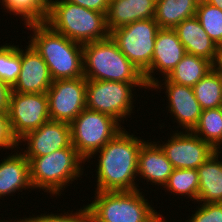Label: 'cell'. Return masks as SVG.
Masks as SVG:
<instances>
[{"label":"cell","instance_id":"1","mask_svg":"<svg viewBox=\"0 0 222 222\" xmlns=\"http://www.w3.org/2000/svg\"><path fill=\"white\" fill-rule=\"evenodd\" d=\"M130 133L124 128L86 161L90 163L95 157L98 162L94 163L95 191L140 190L137 183L138 155L145 138Z\"/></svg>","mask_w":222,"mask_h":222},{"label":"cell","instance_id":"2","mask_svg":"<svg viewBox=\"0 0 222 222\" xmlns=\"http://www.w3.org/2000/svg\"><path fill=\"white\" fill-rule=\"evenodd\" d=\"M30 30V44L49 68L52 80L74 79L84 76L83 44L72 41L52 30L46 23L25 26Z\"/></svg>","mask_w":222,"mask_h":222},{"label":"cell","instance_id":"3","mask_svg":"<svg viewBox=\"0 0 222 222\" xmlns=\"http://www.w3.org/2000/svg\"><path fill=\"white\" fill-rule=\"evenodd\" d=\"M29 160L30 181L33 190H45L50 197L62 196L64 190L82 180L86 161L73 145L41 157H26ZM83 163V164H82ZM81 178V179H80ZM76 180V181H75ZM62 194V195H61ZM52 195V196H51Z\"/></svg>","mask_w":222,"mask_h":222},{"label":"cell","instance_id":"4","mask_svg":"<svg viewBox=\"0 0 222 222\" xmlns=\"http://www.w3.org/2000/svg\"><path fill=\"white\" fill-rule=\"evenodd\" d=\"M141 190L95 191L94 200L86 204L90 222H160L166 216L155 210Z\"/></svg>","mask_w":222,"mask_h":222},{"label":"cell","instance_id":"5","mask_svg":"<svg viewBox=\"0 0 222 222\" xmlns=\"http://www.w3.org/2000/svg\"><path fill=\"white\" fill-rule=\"evenodd\" d=\"M45 23L55 32L81 44L110 37L106 14L63 0L48 1Z\"/></svg>","mask_w":222,"mask_h":222},{"label":"cell","instance_id":"6","mask_svg":"<svg viewBox=\"0 0 222 222\" xmlns=\"http://www.w3.org/2000/svg\"><path fill=\"white\" fill-rule=\"evenodd\" d=\"M83 69L87 80L146 83L111 37L83 44Z\"/></svg>","mask_w":222,"mask_h":222},{"label":"cell","instance_id":"7","mask_svg":"<svg viewBox=\"0 0 222 222\" xmlns=\"http://www.w3.org/2000/svg\"><path fill=\"white\" fill-rule=\"evenodd\" d=\"M137 88L149 90L146 83L87 80L86 108L112 116L124 124V120L135 113Z\"/></svg>","mask_w":222,"mask_h":222},{"label":"cell","instance_id":"8","mask_svg":"<svg viewBox=\"0 0 222 222\" xmlns=\"http://www.w3.org/2000/svg\"><path fill=\"white\" fill-rule=\"evenodd\" d=\"M122 125L112 116L85 108L70 123L72 145L87 161L124 129Z\"/></svg>","mask_w":222,"mask_h":222},{"label":"cell","instance_id":"9","mask_svg":"<svg viewBox=\"0 0 222 222\" xmlns=\"http://www.w3.org/2000/svg\"><path fill=\"white\" fill-rule=\"evenodd\" d=\"M159 25L154 18L137 20L110 32L120 51L142 73L151 65Z\"/></svg>","mask_w":222,"mask_h":222},{"label":"cell","instance_id":"10","mask_svg":"<svg viewBox=\"0 0 222 222\" xmlns=\"http://www.w3.org/2000/svg\"><path fill=\"white\" fill-rule=\"evenodd\" d=\"M87 79L54 80L46 92L50 120L71 123L86 108Z\"/></svg>","mask_w":222,"mask_h":222},{"label":"cell","instance_id":"11","mask_svg":"<svg viewBox=\"0 0 222 222\" xmlns=\"http://www.w3.org/2000/svg\"><path fill=\"white\" fill-rule=\"evenodd\" d=\"M160 79V80H159ZM149 87V91H158L156 93H165L168 110L172 116V122H176L178 131H192L198 124L202 108L195 98L193 87L176 84L168 81L165 77L159 78ZM163 85V86H162ZM174 119V120H173ZM179 125V126H178Z\"/></svg>","mask_w":222,"mask_h":222},{"label":"cell","instance_id":"12","mask_svg":"<svg viewBox=\"0 0 222 222\" xmlns=\"http://www.w3.org/2000/svg\"><path fill=\"white\" fill-rule=\"evenodd\" d=\"M8 116L13 135L19 140L50 120L47 94L12 91Z\"/></svg>","mask_w":222,"mask_h":222},{"label":"cell","instance_id":"13","mask_svg":"<svg viewBox=\"0 0 222 222\" xmlns=\"http://www.w3.org/2000/svg\"><path fill=\"white\" fill-rule=\"evenodd\" d=\"M168 140L156 141L174 169H197L215 150L192 131L173 130Z\"/></svg>","mask_w":222,"mask_h":222},{"label":"cell","instance_id":"14","mask_svg":"<svg viewBox=\"0 0 222 222\" xmlns=\"http://www.w3.org/2000/svg\"><path fill=\"white\" fill-rule=\"evenodd\" d=\"M18 143L20 145L18 150H21L25 157H41L70 147L72 145L70 124L49 120L38 129L26 133ZM22 144L24 148L21 147Z\"/></svg>","mask_w":222,"mask_h":222},{"label":"cell","instance_id":"15","mask_svg":"<svg viewBox=\"0 0 222 222\" xmlns=\"http://www.w3.org/2000/svg\"><path fill=\"white\" fill-rule=\"evenodd\" d=\"M186 54L176 32L160 28L156 35L151 65L143 72L146 84L150 87L157 79L166 77ZM155 74L161 77L157 78Z\"/></svg>","mask_w":222,"mask_h":222},{"label":"cell","instance_id":"16","mask_svg":"<svg viewBox=\"0 0 222 222\" xmlns=\"http://www.w3.org/2000/svg\"><path fill=\"white\" fill-rule=\"evenodd\" d=\"M22 47L21 71L12 86L13 92L46 93L53 82L47 64L30 44Z\"/></svg>","mask_w":222,"mask_h":222},{"label":"cell","instance_id":"17","mask_svg":"<svg viewBox=\"0 0 222 222\" xmlns=\"http://www.w3.org/2000/svg\"><path fill=\"white\" fill-rule=\"evenodd\" d=\"M156 140H145L142 143L138 155L137 179L142 178L140 181L147 180V184L157 185V189L162 186L163 189L174 168Z\"/></svg>","mask_w":222,"mask_h":222},{"label":"cell","instance_id":"18","mask_svg":"<svg viewBox=\"0 0 222 222\" xmlns=\"http://www.w3.org/2000/svg\"><path fill=\"white\" fill-rule=\"evenodd\" d=\"M16 152V153H15ZM0 161V199L11 197L23 192L33 190L30 181L29 160L19 150L8 153ZM20 191V192H19ZM16 192V193H15Z\"/></svg>","mask_w":222,"mask_h":222},{"label":"cell","instance_id":"19","mask_svg":"<svg viewBox=\"0 0 222 222\" xmlns=\"http://www.w3.org/2000/svg\"><path fill=\"white\" fill-rule=\"evenodd\" d=\"M173 30L187 54L203 57L214 64L220 48L207 35L196 16L183 20Z\"/></svg>","mask_w":222,"mask_h":222},{"label":"cell","instance_id":"20","mask_svg":"<svg viewBox=\"0 0 222 222\" xmlns=\"http://www.w3.org/2000/svg\"><path fill=\"white\" fill-rule=\"evenodd\" d=\"M156 0H109L106 15L111 32L137 20L154 18Z\"/></svg>","mask_w":222,"mask_h":222},{"label":"cell","instance_id":"21","mask_svg":"<svg viewBox=\"0 0 222 222\" xmlns=\"http://www.w3.org/2000/svg\"><path fill=\"white\" fill-rule=\"evenodd\" d=\"M222 150L215 151L198 168L197 203H222Z\"/></svg>","mask_w":222,"mask_h":222},{"label":"cell","instance_id":"22","mask_svg":"<svg viewBox=\"0 0 222 222\" xmlns=\"http://www.w3.org/2000/svg\"><path fill=\"white\" fill-rule=\"evenodd\" d=\"M200 0H156L154 20L162 29H174L183 20L196 16Z\"/></svg>","mask_w":222,"mask_h":222},{"label":"cell","instance_id":"23","mask_svg":"<svg viewBox=\"0 0 222 222\" xmlns=\"http://www.w3.org/2000/svg\"><path fill=\"white\" fill-rule=\"evenodd\" d=\"M213 69L211 61L186 54L165 78L176 84L193 87Z\"/></svg>","mask_w":222,"mask_h":222},{"label":"cell","instance_id":"24","mask_svg":"<svg viewBox=\"0 0 222 222\" xmlns=\"http://www.w3.org/2000/svg\"><path fill=\"white\" fill-rule=\"evenodd\" d=\"M3 12L21 18L25 26L45 23L48 15V0H0ZM5 10V11H4Z\"/></svg>","mask_w":222,"mask_h":222},{"label":"cell","instance_id":"25","mask_svg":"<svg viewBox=\"0 0 222 222\" xmlns=\"http://www.w3.org/2000/svg\"><path fill=\"white\" fill-rule=\"evenodd\" d=\"M192 132L215 151L222 149V107L202 110L198 124Z\"/></svg>","mask_w":222,"mask_h":222},{"label":"cell","instance_id":"26","mask_svg":"<svg viewBox=\"0 0 222 222\" xmlns=\"http://www.w3.org/2000/svg\"><path fill=\"white\" fill-rule=\"evenodd\" d=\"M167 194L177 195V199L184 196L193 203L198 201L199 177L197 169H173L167 183L163 187ZM169 192V193H168ZM181 195V197H179ZM183 196V197H182Z\"/></svg>","mask_w":222,"mask_h":222},{"label":"cell","instance_id":"27","mask_svg":"<svg viewBox=\"0 0 222 222\" xmlns=\"http://www.w3.org/2000/svg\"><path fill=\"white\" fill-rule=\"evenodd\" d=\"M193 90L202 110L222 107V78L215 69L194 85Z\"/></svg>","mask_w":222,"mask_h":222},{"label":"cell","instance_id":"28","mask_svg":"<svg viewBox=\"0 0 222 222\" xmlns=\"http://www.w3.org/2000/svg\"><path fill=\"white\" fill-rule=\"evenodd\" d=\"M196 17L211 40L222 48V10L204 0H200Z\"/></svg>","mask_w":222,"mask_h":222},{"label":"cell","instance_id":"29","mask_svg":"<svg viewBox=\"0 0 222 222\" xmlns=\"http://www.w3.org/2000/svg\"><path fill=\"white\" fill-rule=\"evenodd\" d=\"M21 71V47L5 43L0 46V79L13 86Z\"/></svg>","mask_w":222,"mask_h":222},{"label":"cell","instance_id":"30","mask_svg":"<svg viewBox=\"0 0 222 222\" xmlns=\"http://www.w3.org/2000/svg\"><path fill=\"white\" fill-rule=\"evenodd\" d=\"M79 210H68L63 211V213H41L40 215L28 216L29 218L20 217L16 218L19 222H90V213L87 205L83 204V207L78 208ZM70 211V212H69Z\"/></svg>","mask_w":222,"mask_h":222},{"label":"cell","instance_id":"31","mask_svg":"<svg viewBox=\"0 0 222 222\" xmlns=\"http://www.w3.org/2000/svg\"><path fill=\"white\" fill-rule=\"evenodd\" d=\"M198 204V206H197ZM185 222H222V203H197ZM190 217V218H189Z\"/></svg>","mask_w":222,"mask_h":222},{"label":"cell","instance_id":"32","mask_svg":"<svg viewBox=\"0 0 222 222\" xmlns=\"http://www.w3.org/2000/svg\"><path fill=\"white\" fill-rule=\"evenodd\" d=\"M19 148L18 139L13 135L8 114H0V151Z\"/></svg>","mask_w":222,"mask_h":222},{"label":"cell","instance_id":"33","mask_svg":"<svg viewBox=\"0 0 222 222\" xmlns=\"http://www.w3.org/2000/svg\"><path fill=\"white\" fill-rule=\"evenodd\" d=\"M107 15L109 0H63Z\"/></svg>","mask_w":222,"mask_h":222},{"label":"cell","instance_id":"34","mask_svg":"<svg viewBox=\"0 0 222 222\" xmlns=\"http://www.w3.org/2000/svg\"><path fill=\"white\" fill-rule=\"evenodd\" d=\"M12 86L0 79V114H8Z\"/></svg>","mask_w":222,"mask_h":222},{"label":"cell","instance_id":"35","mask_svg":"<svg viewBox=\"0 0 222 222\" xmlns=\"http://www.w3.org/2000/svg\"><path fill=\"white\" fill-rule=\"evenodd\" d=\"M214 69L220 74L222 78V48H220L216 60L213 64Z\"/></svg>","mask_w":222,"mask_h":222},{"label":"cell","instance_id":"36","mask_svg":"<svg viewBox=\"0 0 222 222\" xmlns=\"http://www.w3.org/2000/svg\"><path fill=\"white\" fill-rule=\"evenodd\" d=\"M204 1L222 10V0H204Z\"/></svg>","mask_w":222,"mask_h":222},{"label":"cell","instance_id":"37","mask_svg":"<svg viewBox=\"0 0 222 222\" xmlns=\"http://www.w3.org/2000/svg\"><path fill=\"white\" fill-rule=\"evenodd\" d=\"M0 222H19V221L17 219L14 220L10 218L9 221L5 219L4 220L0 219Z\"/></svg>","mask_w":222,"mask_h":222},{"label":"cell","instance_id":"38","mask_svg":"<svg viewBox=\"0 0 222 222\" xmlns=\"http://www.w3.org/2000/svg\"><path fill=\"white\" fill-rule=\"evenodd\" d=\"M160 222H170V221L167 220L166 218H163Z\"/></svg>","mask_w":222,"mask_h":222}]
</instances>
